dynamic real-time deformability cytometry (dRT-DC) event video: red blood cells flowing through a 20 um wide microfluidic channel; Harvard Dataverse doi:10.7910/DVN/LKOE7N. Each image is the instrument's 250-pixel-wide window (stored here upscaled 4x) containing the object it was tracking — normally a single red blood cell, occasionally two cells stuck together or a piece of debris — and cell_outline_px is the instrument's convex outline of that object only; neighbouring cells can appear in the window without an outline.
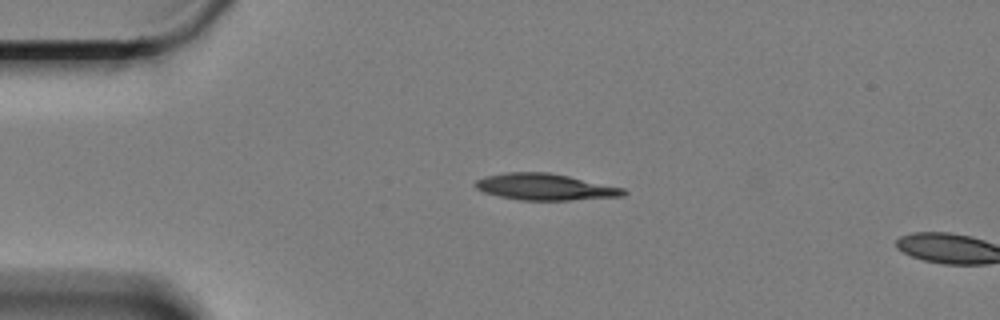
{"species": "Egyptian fruit bat (a non-hibernating species)", "species_latin": "Rousettus aegyptiacus", "temperature_condition": "cold", "stored_images_in_passage": 3, "camera_frame_rate_fps": 3000, "um_per_image_px": 0.085, "animal": {"sex": "female"}, "frame": {"image": 1, "passage_image": 1, "time_ms": 0.0, "image_size_px": [1000, 320], "cell_outline_px": [[628, 192], [624, 196], [572, 200], [520, 200], [500, 196], [484, 192], [476, 188], [472, 184], [476, 180], [488, 176], [508, 172], [548, 172], [568, 176], [624, 188]], "centroid_in_image_um": [46.34, 15.89], "position_along_channel_um": 38.7, "area_um2": 22.72}}